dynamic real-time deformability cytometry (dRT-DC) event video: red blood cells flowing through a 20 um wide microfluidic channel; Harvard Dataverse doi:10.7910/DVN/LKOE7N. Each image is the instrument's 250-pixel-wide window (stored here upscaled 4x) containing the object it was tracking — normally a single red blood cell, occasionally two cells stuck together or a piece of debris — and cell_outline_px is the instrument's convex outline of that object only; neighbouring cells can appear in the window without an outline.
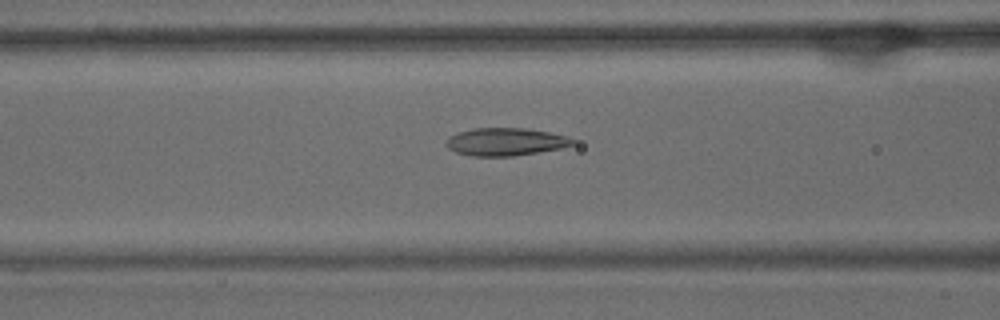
{"species": "common noctule bat (a hibernating species)", "species_latin": "Nyctalus noctula", "temperature_condition": "warm", "stored_images_in_passage": 51, "camera_frame_rate_fps": 3000, "um_per_image_px": 0.085, "animal": {"sex": "male", "body_mass_g": 15.6}, "frame": {"image": 1, "passage_image": 20, "time_ms": 6.333, "image_size_px": [1000, 320], "cell_outline_px": [[576, 144], [560, 148], [540, 152], [512, 156], [472, 156], [456, 152], [448, 148], [444, 144], [448, 136], [472, 128], [528, 128], [568, 136], [576, 140]], "centroid_in_image_um": [42.98, 12.05], "position_along_channel_um": 123.6, "area_um2": 20.63}}
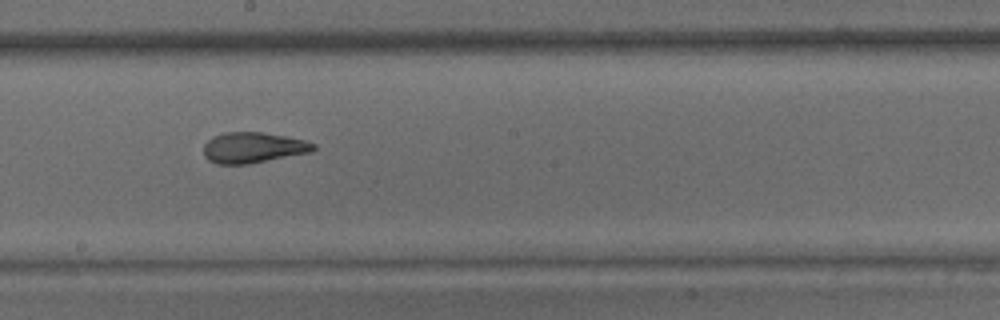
{"frame": {"image": 2, "passage_image": 28, "time_ms": 9.0, "image_size_px": [1000, 320], "cell_outline_px": [[316, 148], [312, 152], [248, 164], [216, 164], [208, 160], [204, 156], [204, 144], [212, 136], [224, 132], [260, 132], [284, 136], [304, 140], [316, 144]], "centroid_in_image_um": [21.5, 12.55], "position_along_channel_um": 226.7, "area_um2": 19.71}}
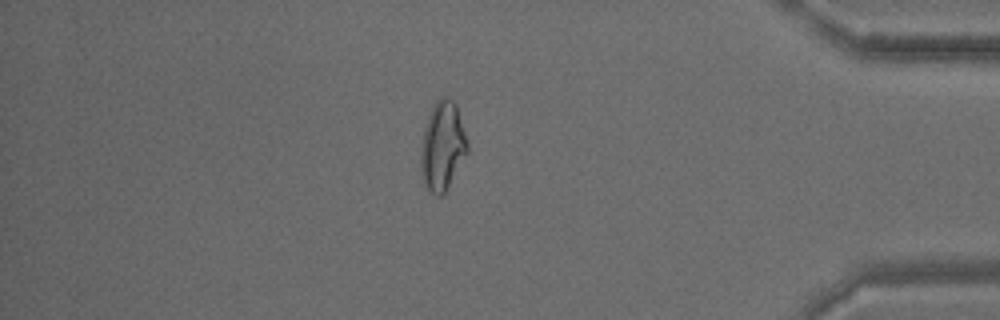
{"frame": {"image": 3, "passage_image": 44, "time_ms": 14.333, "image_size_px": [1000, 320], "cell_outline_px": [[468, 152], [444, 192], [440, 196], [436, 196], [424, 184], [420, 168], [420, 148], [424, 128], [432, 104], [440, 96], [448, 96], [456, 104], [468, 144]], "centroid_in_image_um": [37.59, 12.36], "position_along_channel_um": 397.6, "area_um2": 24.1}, "authors_computed_cell_mechanics": {"area_um2": 22.0218, "velocity_mm_per_s": 3.8632, "shape_relaxation_time_tau1_ms": 7.676, "shape_relaxation_time_tau2_ms": 1.5423, "deformation_change_tau1": 0.2525, "deformation_change_tau2": 0.0994}}